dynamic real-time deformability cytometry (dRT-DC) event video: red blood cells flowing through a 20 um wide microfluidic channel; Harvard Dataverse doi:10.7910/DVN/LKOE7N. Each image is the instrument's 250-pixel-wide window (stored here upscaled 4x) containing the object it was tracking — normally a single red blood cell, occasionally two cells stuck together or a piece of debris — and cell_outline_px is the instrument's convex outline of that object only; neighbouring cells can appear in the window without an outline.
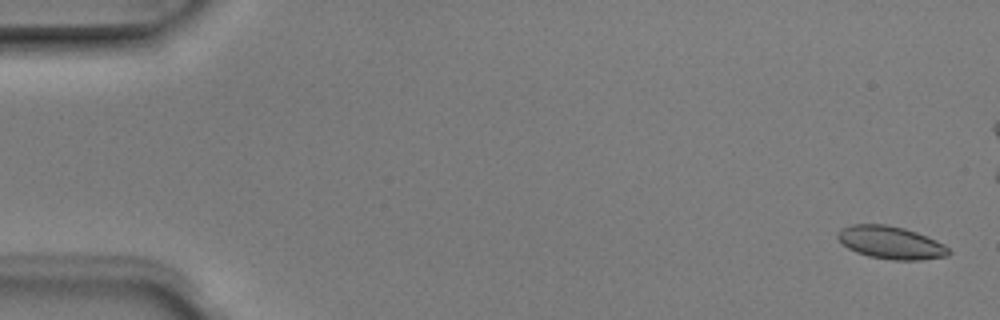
{"species": "Egyptian fruit bat (a non-hibernating species)", "species_latin": "Rousettus aegyptiacus", "temperature_condition": "room temperature", "stored_images_in_passage": 7, "camera_frame_rate_fps": 3000, "um_per_image_px": 0.085, "animal": {"sex": "male"}, "frame": {"image": 1, "passage_image": 1, "time_ms": 0.0, "image_size_px": [1000, 320], "cell_outline_px": [[952, 252], [948, 256], [920, 260], [892, 260], [868, 256], [856, 252], [848, 248], [836, 236], [844, 228], [852, 224], [884, 224], [904, 228], [916, 232], [936, 240], [944, 244]], "centroid_in_image_um": [75.76, 20.63], "position_along_channel_um": 9.2, "area_um2": 21.04}}